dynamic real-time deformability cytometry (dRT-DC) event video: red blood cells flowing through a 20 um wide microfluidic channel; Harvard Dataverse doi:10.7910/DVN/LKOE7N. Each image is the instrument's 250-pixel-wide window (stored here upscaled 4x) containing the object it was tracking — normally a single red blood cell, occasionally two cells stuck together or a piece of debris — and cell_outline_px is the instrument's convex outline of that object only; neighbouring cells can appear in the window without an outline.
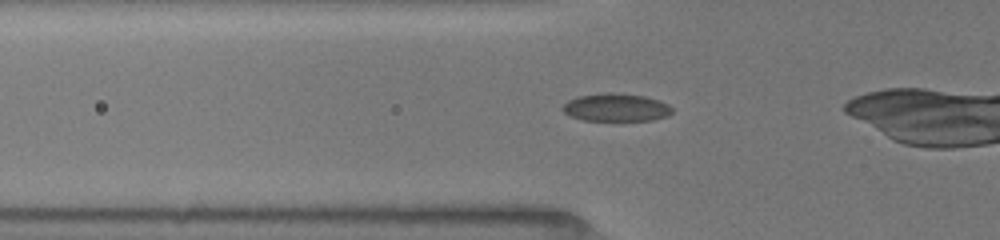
{"species": "common noctule bat (a hibernating species)", "species_latin": "Nyctalus noctula", "temperature_condition": "room temperature", "stored_images_in_passage": 35, "camera_frame_rate_fps": 3000, "um_per_image_px": 0.085, "animal": {"sex": "female", "body_mass_g": 19.5, "forearm_length_mm": 54.1}, "frame": {"image": 1, "passage_image": 7, "time_ms": 2.0, "image_size_px": [1000, 240], "cell_outline_px": [[672, 112], [668, 116], [652, 120], [584, 120], [568, 116], [560, 108], [568, 100], [576, 96], [604, 92], [612, 92], [644, 96], [660, 100], [668, 104], [672, 108]], "centroid_in_image_um": [52.34, 9.12], "position_along_channel_um": 73.5, "area_um2": 17.98}}
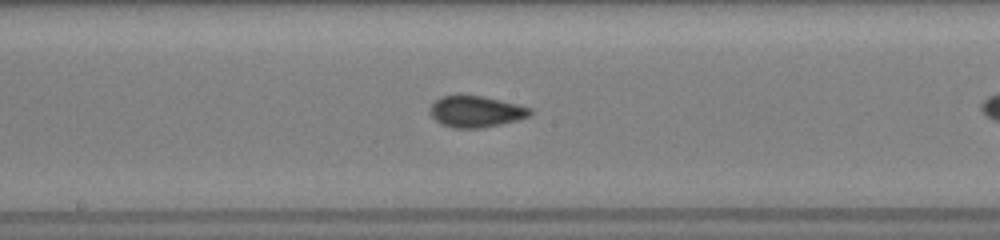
{"frame": {"image": 2, "passage_image": 17, "time_ms": 5.333, "image_size_px": [1000, 240], "cell_outline_px": [[532, 112], [528, 116], [516, 120], [484, 128], [452, 128], [440, 124], [428, 112], [428, 108], [440, 96], [480, 96], [500, 100], [532, 108]], "centroid_in_image_um": [40.41, 9.5], "position_along_channel_um": 207.8, "area_um2": 18.15}}
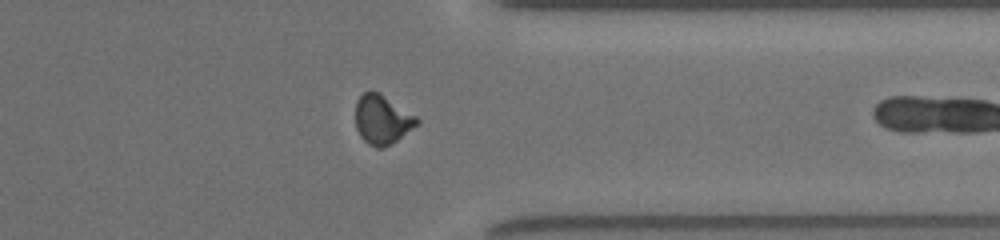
{"frame": {"image": 3, "passage_image": 30, "time_ms": 9.667, "image_size_px": [1000, 240], "cell_outline_px": [[420, 124], [384, 148], [376, 148], [368, 144], [360, 136], [356, 128], [356, 100], [364, 92], [380, 92], [416, 116], [420, 120]], "centroid_in_image_um": [32.49, 10.17], "position_along_channel_um": 378.9, "area_um2": 17.63}, "authors_computed_cell_mechanics": {"area_um2": 17.8024, "velocity_mm_per_s": 4.0251, "shape_relaxation_time_tau1_ms": null, "shape_relaxation_time_tau2_ms": 0.9598, "deformation_change_tau1": null, "deformation_change_tau2": 0.0251}}